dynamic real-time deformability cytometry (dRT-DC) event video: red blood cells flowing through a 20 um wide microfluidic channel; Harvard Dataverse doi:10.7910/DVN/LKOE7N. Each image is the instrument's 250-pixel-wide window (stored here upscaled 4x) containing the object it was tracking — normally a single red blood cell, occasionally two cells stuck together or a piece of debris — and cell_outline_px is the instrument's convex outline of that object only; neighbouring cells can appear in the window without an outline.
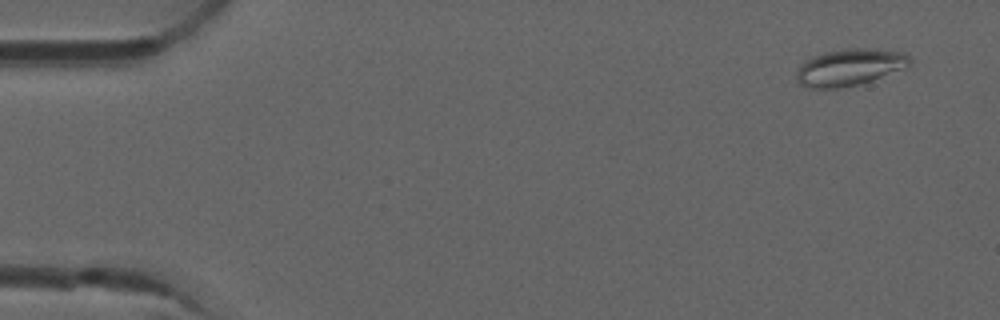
{"species": "common noctule bat (a hibernating species)", "species_latin": "Nyctalus noctula", "temperature_condition": "room temperature", "stored_images_in_passage": 53, "camera_frame_rate_fps": 3000, "um_per_image_px": 0.085, "animal": {"sex": "male", "forearm_length_mm": 52.5}, "frame": {"image": 1, "passage_image": 4, "time_ms": 1.0, "image_size_px": [1000, 320], "cell_outline_px": [[912, 60], [904, 68], [872, 80], [856, 84], [836, 88], [808, 88], [800, 84], [796, 80], [796, 72], [800, 64], [804, 60], [812, 56], [824, 52], [848, 48], [876, 48], [904, 52]], "centroid_in_image_um": [72.18, 5.7], "position_along_channel_um": 12.8, "area_um2": 24.33}}
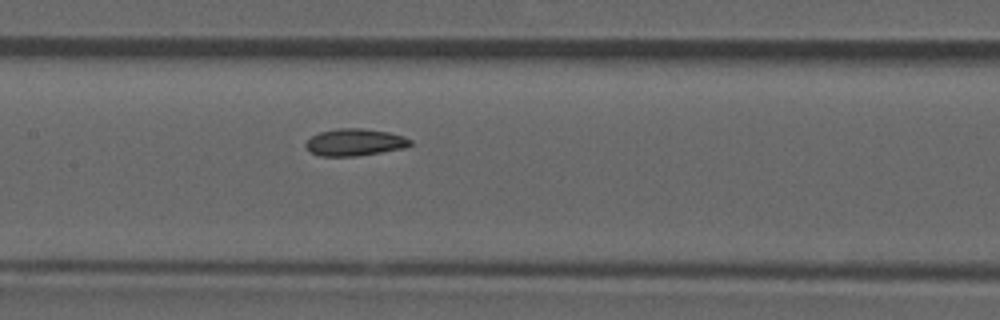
{"frame": {"image": 2, "passage_image": 26, "time_ms": 8.333, "image_size_px": [1000, 320], "cell_outline_px": [[412, 144], [404, 148], [356, 156], [320, 156], [312, 152], [304, 144], [312, 136], [320, 132], [336, 128], [360, 128], [388, 132], [404, 136], [412, 140]], "centroid_in_image_um": [30.17, 12.09], "position_along_channel_um": 177.2, "area_um2": 16.36}}
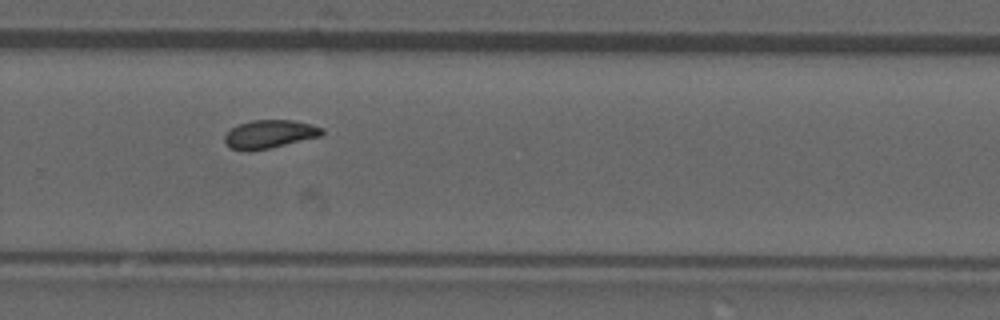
{"frame": {"image": 3, "passage_image": 36, "time_ms": 11.667, "image_size_px": [1000, 320], "cell_outline_px": [[324, 132], [320, 136], [268, 148], [248, 152], [228, 148], [224, 144], [224, 136], [232, 128], [240, 124], [252, 120], [292, 120], [312, 124], [324, 128]], "centroid_in_image_um": [22.88, 11.41], "position_along_channel_um": 306.9, "area_um2": 16.07}, "authors_computed_cell_mechanics": {"area_um2": 16.3574, "velocity_mm_per_s": 3.9078, "shape_relaxation_time_tau1_ms": null, "shape_relaxation_time_tau2_ms": 1.7925, "deformation_change_tau1": null, "deformation_change_tau2": 0.075}}